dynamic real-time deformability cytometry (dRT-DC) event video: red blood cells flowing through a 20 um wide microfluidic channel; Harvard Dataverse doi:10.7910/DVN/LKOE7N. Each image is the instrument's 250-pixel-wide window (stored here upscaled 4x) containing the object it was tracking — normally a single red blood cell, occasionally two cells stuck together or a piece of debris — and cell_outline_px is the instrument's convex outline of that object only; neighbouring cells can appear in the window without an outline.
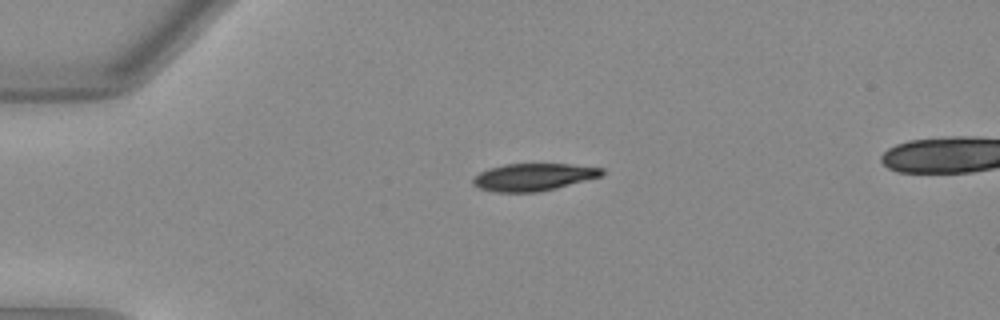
{"species": "Egyptian fruit bat (a non-hibernating species)", "species_latin": "Rousettus aegyptiacus", "temperature_condition": "warm", "stored_images_in_passage": 41, "segment_of_instrument_passage": [1, 2], "camera_frame_rate_fps": 3000, "um_per_image_px": 0.085, "animal": {"sex": "female"}, "frame": {"image": 1, "passage_image": 1, "time_ms": 0.0, "image_size_px": [1000, 320], "cell_outline_px": [[604, 176], [540, 192], [496, 192], [480, 188], [472, 184], [472, 180], [480, 172], [488, 168], [504, 164], [568, 164], [604, 168]], "centroid_in_image_um": [45.37, 15.05], "position_along_channel_um": 39.6, "area_um2": 20.63}}
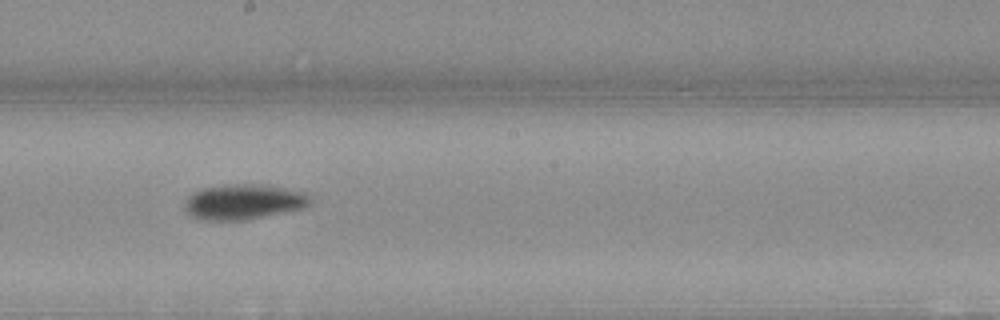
{"frame": {"image": 2, "passage_image": 18, "time_ms": 5.667, "image_size_px": [1000, 320], "cell_outline_px": [[308, 204], [304, 208], [244, 220], [204, 220], [192, 216], [188, 212], [188, 200], [200, 188], [232, 184], [272, 184], [308, 192]], "centroid_in_image_um": [20.8, 17.13], "position_along_channel_um": 227.4, "area_um2": 25.49}}
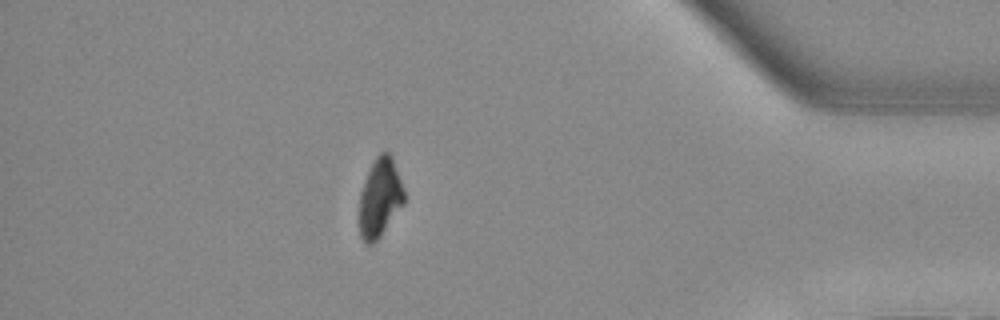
{"frame": {"image": 3, "passage_image": 34, "time_ms": 11.0, "image_size_px": [1000, 320], "cell_outline_px": [[404, 204], [380, 236], [372, 244], [368, 244], [360, 236], [360, 192], [364, 180], [376, 156], [380, 152], [388, 152], [392, 156], [404, 188]], "centroid_in_image_um": [32.31, 16.78], "position_along_channel_um": 402.9, "area_um2": 20.4}}